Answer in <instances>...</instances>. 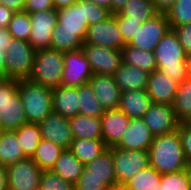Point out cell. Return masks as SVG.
<instances>
[{
    "label": "cell",
    "instance_id": "1",
    "mask_svg": "<svg viewBox=\"0 0 191 190\" xmlns=\"http://www.w3.org/2000/svg\"><path fill=\"white\" fill-rule=\"evenodd\" d=\"M148 154L149 165L161 174L188 169L178 130L155 136Z\"/></svg>",
    "mask_w": 191,
    "mask_h": 190
},
{
    "label": "cell",
    "instance_id": "2",
    "mask_svg": "<svg viewBox=\"0 0 191 190\" xmlns=\"http://www.w3.org/2000/svg\"><path fill=\"white\" fill-rule=\"evenodd\" d=\"M108 9L87 0L57 10V25L54 31L87 32L89 26L107 19Z\"/></svg>",
    "mask_w": 191,
    "mask_h": 190
},
{
    "label": "cell",
    "instance_id": "3",
    "mask_svg": "<svg viewBox=\"0 0 191 190\" xmlns=\"http://www.w3.org/2000/svg\"><path fill=\"white\" fill-rule=\"evenodd\" d=\"M157 70L178 84L188 77L186 53L173 29H169L153 50Z\"/></svg>",
    "mask_w": 191,
    "mask_h": 190
},
{
    "label": "cell",
    "instance_id": "4",
    "mask_svg": "<svg viewBox=\"0 0 191 190\" xmlns=\"http://www.w3.org/2000/svg\"><path fill=\"white\" fill-rule=\"evenodd\" d=\"M18 93L29 123H40L52 110V89L29 79L18 80Z\"/></svg>",
    "mask_w": 191,
    "mask_h": 190
},
{
    "label": "cell",
    "instance_id": "5",
    "mask_svg": "<svg viewBox=\"0 0 191 190\" xmlns=\"http://www.w3.org/2000/svg\"><path fill=\"white\" fill-rule=\"evenodd\" d=\"M64 69V52L51 48L36 50L30 81L50 89L61 85Z\"/></svg>",
    "mask_w": 191,
    "mask_h": 190
},
{
    "label": "cell",
    "instance_id": "6",
    "mask_svg": "<svg viewBox=\"0 0 191 190\" xmlns=\"http://www.w3.org/2000/svg\"><path fill=\"white\" fill-rule=\"evenodd\" d=\"M28 123L18 93V80L0 79V131H14Z\"/></svg>",
    "mask_w": 191,
    "mask_h": 190
},
{
    "label": "cell",
    "instance_id": "7",
    "mask_svg": "<svg viewBox=\"0 0 191 190\" xmlns=\"http://www.w3.org/2000/svg\"><path fill=\"white\" fill-rule=\"evenodd\" d=\"M36 50L25 40L12 38L6 49L5 78L28 79L32 73Z\"/></svg>",
    "mask_w": 191,
    "mask_h": 190
},
{
    "label": "cell",
    "instance_id": "8",
    "mask_svg": "<svg viewBox=\"0 0 191 190\" xmlns=\"http://www.w3.org/2000/svg\"><path fill=\"white\" fill-rule=\"evenodd\" d=\"M117 185L122 187L133 175L149 166V154L145 150H125L112 147Z\"/></svg>",
    "mask_w": 191,
    "mask_h": 190
},
{
    "label": "cell",
    "instance_id": "9",
    "mask_svg": "<svg viewBox=\"0 0 191 190\" xmlns=\"http://www.w3.org/2000/svg\"><path fill=\"white\" fill-rule=\"evenodd\" d=\"M8 190H39L42 170L32 158L6 167Z\"/></svg>",
    "mask_w": 191,
    "mask_h": 190
},
{
    "label": "cell",
    "instance_id": "10",
    "mask_svg": "<svg viewBox=\"0 0 191 190\" xmlns=\"http://www.w3.org/2000/svg\"><path fill=\"white\" fill-rule=\"evenodd\" d=\"M83 44L121 50L126 44L119 30L116 17L111 14L107 19L88 27Z\"/></svg>",
    "mask_w": 191,
    "mask_h": 190
},
{
    "label": "cell",
    "instance_id": "11",
    "mask_svg": "<svg viewBox=\"0 0 191 190\" xmlns=\"http://www.w3.org/2000/svg\"><path fill=\"white\" fill-rule=\"evenodd\" d=\"M82 51L93 74L113 76L123 63L121 50L83 44Z\"/></svg>",
    "mask_w": 191,
    "mask_h": 190
},
{
    "label": "cell",
    "instance_id": "12",
    "mask_svg": "<svg viewBox=\"0 0 191 190\" xmlns=\"http://www.w3.org/2000/svg\"><path fill=\"white\" fill-rule=\"evenodd\" d=\"M93 72L81 49L64 52V69L61 85L78 88L89 83Z\"/></svg>",
    "mask_w": 191,
    "mask_h": 190
},
{
    "label": "cell",
    "instance_id": "13",
    "mask_svg": "<svg viewBox=\"0 0 191 190\" xmlns=\"http://www.w3.org/2000/svg\"><path fill=\"white\" fill-rule=\"evenodd\" d=\"M169 29L170 25L166 15L157 13L154 17L142 23L138 32L128 45L153 52L159 41Z\"/></svg>",
    "mask_w": 191,
    "mask_h": 190
},
{
    "label": "cell",
    "instance_id": "14",
    "mask_svg": "<svg viewBox=\"0 0 191 190\" xmlns=\"http://www.w3.org/2000/svg\"><path fill=\"white\" fill-rule=\"evenodd\" d=\"M31 34L29 43L35 50L50 48L52 33L57 25V10L29 13Z\"/></svg>",
    "mask_w": 191,
    "mask_h": 190
},
{
    "label": "cell",
    "instance_id": "15",
    "mask_svg": "<svg viewBox=\"0 0 191 190\" xmlns=\"http://www.w3.org/2000/svg\"><path fill=\"white\" fill-rule=\"evenodd\" d=\"M143 120L154 137L175 132L181 123L172 105L160 103H152Z\"/></svg>",
    "mask_w": 191,
    "mask_h": 190
},
{
    "label": "cell",
    "instance_id": "16",
    "mask_svg": "<svg viewBox=\"0 0 191 190\" xmlns=\"http://www.w3.org/2000/svg\"><path fill=\"white\" fill-rule=\"evenodd\" d=\"M41 138L69 149L73 135L70 128L69 118L56 112H51L40 123Z\"/></svg>",
    "mask_w": 191,
    "mask_h": 190
},
{
    "label": "cell",
    "instance_id": "17",
    "mask_svg": "<svg viewBox=\"0 0 191 190\" xmlns=\"http://www.w3.org/2000/svg\"><path fill=\"white\" fill-rule=\"evenodd\" d=\"M153 140L154 135L145 124L143 118H131L129 126L115 147L125 150L149 151Z\"/></svg>",
    "mask_w": 191,
    "mask_h": 190
},
{
    "label": "cell",
    "instance_id": "18",
    "mask_svg": "<svg viewBox=\"0 0 191 190\" xmlns=\"http://www.w3.org/2000/svg\"><path fill=\"white\" fill-rule=\"evenodd\" d=\"M178 83L159 70L148 75L146 91L152 103L173 105Z\"/></svg>",
    "mask_w": 191,
    "mask_h": 190
},
{
    "label": "cell",
    "instance_id": "19",
    "mask_svg": "<svg viewBox=\"0 0 191 190\" xmlns=\"http://www.w3.org/2000/svg\"><path fill=\"white\" fill-rule=\"evenodd\" d=\"M101 118L102 140L108 148L116 146L130 123L121 110H105Z\"/></svg>",
    "mask_w": 191,
    "mask_h": 190
},
{
    "label": "cell",
    "instance_id": "20",
    "mask_svg": "<svg viewBox=\"0 0 191 190\" xmlns=\"http://www.w3.org/2000/svg\"><path fill=\"white\" fill-rule=\"evenodd\" d=\"M89 84L104 111L118 109L121 91L113 76L93 74Z\"/></svg>",
    "mask_w": 191,
    "mask_h": 190
},
{
    "label": "cell",
    "instance_id": "21",
    "mask_svg": "<svg viewBox=\"0 0 191 190\" xmlns=\"http://www.w3.org/2000/svg\"><path fill=\"white\" fill-rule=\"evenodd\" d=\"M82 173H86V176H96L105 179V184L111 190L119 187L114 170L112 147L106 149L100 156L84 165Z\"/></svg>",
    "mask_w": 191,
    "mask_h": 190
},
{
    "label": "cell",
    "instance_id": "22",
    "mask_svg": "<svg viewBox=\"0 0 191 190\" xmlns=\"http://www.w3.org/2000/svg\"><path fill=\"white\" fill-rule=\"evenodd\" d=\"M52 110L69 119L79 114L78 88L60 85L52 89Z\"/></svg>",
    "mask_w": 191,
    "mask_h": 190
},
{
    "label": "cell",
    "instance_id": "23",
    "mask_svg": "<svg viewBox=\"0 0 191 190\" xmlns=\"http://www.w3.org/2000/svg\"><path fill=\"white\" fill-rule=\"evenodd\" d=\"M151 104L152 101L146 89L130 90L121 92L118 109L123 111L130 119L143 118Z\"/></svg>",
    "mask_w": 191,
    "mask_h": 190
},
{
    "label": "cell",
    "instance_id": "24",
    "mask_svg": "<svg viewBox=\"0 0 191 190\" xmlns=\"http://www.w3.org/2000/svg\"><path fill=\"white\" fill-rule=\"evenodd\" d=\"M149 73L137 67L128 66L124 63L113 75L121 92L130 90H145L147 88Z\"/></svg>",
    "mask_w": 191,
    "mask_h": 190
},
{
    "label": "cell",
    "instance_id": "25",
    "mask_svg": "<svg viewBox=\"0 0 191 190\" xmlns=\"http://www.w3.org/2000/svg\"><path fill=\"white\" fill-rule=\"evenodd\" d=\"M73 139L102 140L101 118L77 114L69 119Z\"/></svg>",
    "mask_w": 191,
    "mask_h": 190
},
{
    "label": "cell",
    "instance_id": "26",
    "mask_svg": "<svg viewBox=\"0 0 191 190\" xmlns=\"http://www.w3.org/2000/svg\"><path fill=\"white\" fill-rule=\"evenodd\" d=\"M26 159L23 149L13 131H0V165L8 167Z\"/></svg>",
    "mask_w": 191,
    "mask_h": 190
},
{
    "label": "cell",
    "instance_id": "27",
    "mask_svg": "<svg viewBox=\"0 0 191 190\" xmlns=\"http://www.w3.org/2000/svg\"><path fill=\"white\" fill-rule=\"evenodd\" d=\"M83 167L84 164L69 149H64L51 171L74 184L81 176Z\"/></svg>",
    "mask_w": 191,
    "mask_h": 190
},
{
    "label": "cell",
    "instance_id": "28",
    "mask_svg": "<svg viewBox=\"0 0 191 190\" xmlns=\"http://www.w3.org/2000/svg\"><path fill=\"white\" fill-rule=\"evenodd\" d=\"M121 51L124 64L137 67L149 74L157 70V61L152 51L141 50L128 44Z\"/></svg>",
    "mask_w": 191,
    "mask_h": 190
},
{
    "label": "cell",
    "instance_id": "29",
    "mask_svg": "<svg viewBox=\"0 0 191 190\" xmlns=\"http://www.w3.org/2000/svg\"><path fill=\"white\" fill-rule=\"evenodd\" d=\"M108 147L103 140L73 139L69 150L84 165L100 156Z\"/></svg>",
    "mask_w": 191,
    "mask_h": 190
},
{
    "label": "cell",
    "instance_id": "30",
    "mask_svg": "<svg viewBox=\"0 0 191 190\" xmlns=\"http://www.w3.org/2000/svg\"><path fill=\"white\" fill-rule=\"evenodd\" d=\"M161 179L162 174L149 165L128 179L122 187L126 190H158Z\"/></svg>",
    "mask_w": 191,
    "mask_h": 190
},
{
    "label": "cell",
    "instance_id": "31",
    "mask_svg": "<svg viewBox=\"0 0 191 190\" xmlns=\"http://www.w3.org/2000/svg\"><path fill=\"white\" fill-rule=\"evenodd\" d=\"M23 149L26 158H32L41 141V129L38 123H25L13 131Z\"/></svg>",
    "mask_w": 191,
    "mask_h": 190
},
{
    "label": "cell",
    "instance_id": "32",
    "mask_svg": "<svg viewBox=\"0 0 191 190\" xmlns=\"http://www.w3.org/2000/svg\"><path fill=\"white\" fill-rule=\"evenodd\" d=\"M63 150L61 146L41 139L32 159L42 171L51 170Z\"/></svg>",
    "mask_w": 191,
    "mask_h": 190
},
{
    "label": "cell",
    "instance_id": "33",
    "mask_svg": "<svg viewBox=\"0 0 191 190\" xmlns=\"http://www.w3.org/2000/svg\"><path fill=\"white\" fill-rule=\"evenodd\" d=\"M78 95L79 114L91 117H101L104 114V109L96 98L92 86L89 83L78 87Z\"/></svg>",
    "mask_w": 191,
    "mask_h": 190
},
{
    "label": "cell",
    "instance_id": "34",
    "mask_svg": "<svg viewBox=\"0 0 191 190\" xmlns=\"http://www.w3.org/2000/svg\"><path fill=\"white\" fill-rule=\"evenodd\" d=\"M86 32L53 31L50 48L59 51L81 49Z\"/></svg>",
    "mask_w": 191,
    "mask_h": 190
},
{
    "label": "cell",
    "instance_id": "35",
    "mask_svg": "<svg viewBox=\"0 0 191 190\" xmlns=\"http://www.w3.org/2000/svg\"><path fill=\"white\" fill-rule=\"evenodd\" d=\"M118 13L142 23L157 14L151 0H129Z\"/></svg>",
    "mask_w": 191,
    "mask_h": 190
},
{
    "label": "cell",
    "instance_id": "36",
    "mask_svg": "<svg viewBox=\"0 0 191 190\" xmlns=\"http://www.w3.org/2000/svg\"><path fill=\"white\" fill-rule=\"evenodd\" d=\"M172 106L180 122L191 115V77L179 83Z\"/></svg>",
    "mask_w": 191,
    "mask_h": 190
},
{
    "label": "cell",
    "instance_id": "37",
    "mask_svg": "<svg viewBox=\"0 0 191 190\" xmlns=\"http://www.w3.org/2000/svg\"><path fill=\"white\" fill-rule=\"evenodd\" d=\"M165 15L170 29L191 23V0H176Z\"/></svg>",
    "mask_w": 191,
    "mask_h": 190
},
{
    "label": "cell",
    "instance_id": "38",
    "mask_svg": "<svg viewBox=\"0 0 191 190\" xmlns=\"http://www.w3.org/2000/svg\"><path fill=\"white\" fill-rule=\"evenodd\" d=\"M31 28L29 13L21 11L14 13L7 29L13 38L29 41Z\"/></svg>",
    "mask_w": 191,
    "mask_h": 190
},
{
    "label": "cell",
    "instance_id": "39",
    "mask_svg": "<svg viewBox=\"0 0 191 190\" xmlns=\"http://www.w3.org/2000/svg\"><path fill=\"white\" fill-rule=\"evenodd\" d=\"M158 190H191L189 169L162 174L161 185Z\"/></svg>",
    "mask_w": 191,
    "mask_h": 190
},
{
    "label": "cell",
    "instance_id": "40",
    "mask_svg": "<svg viewBox=\"0 0 191 190\" xmlns=\"http://www.w3.org/2000/svg\"><path fill=\"white\" fill-rule=\"evenodd\" d=\"M39 190H74V184L47 170L41 173Z\"/></svg>",
    "mask_w": 191,
    "mask_h": 190
},
{
    "label": "cell",
    "instance_id": "41",
    "mask_svg": "<svg viewBox=\"0 0 191 190\" xmlns=\"http://www.w3.org/2000/svg\"><path fill=\"white\" fill-rule=\"evenodd\" d=\"M117 19V24L125 44H129L141 27L140 20L131 19L128 16H121L119 13L113 14Z\"/></svg>",
    "mask_w": 191,
    "mask_h": 190
},
{
    "label": "cell",
    "instance_id": "42",
    "mask_svg": "<svg viewBox=\"0 0 191 190\" xmlns=\"http://www.w3.org/2000/svg\"><path fill=\"white\" fill-rule=\"evenodd\" d=\"M74 190H111L106 184L105 179L96 176H86L82 173L74 183Z\"/></svg>",
    "mask_w": 191,
    "mask_h": 190
},
{
    "label": "cell",
    "instance_id": "43",
    "mask_svg": "<svg viewBox=\"0 0 191 190\" xmlns=\"http://www.w3.org/2000/svg\"><path fill=\"white\" fill-rule=\"evenodd\" d=\"M12 38L7 28H0V79H5L6 49Z\"/></svg>",
    "mask_w": 191,
    "mask_h": 190
},
{
    "label": "cell",
    "instance_id": "44",
    "mask_svg": "<svg viewBox=\"0 0 191 190\" xmlns=\"http://www.w3.org/2000/svg\"><path fill=\"white\" fill-rule=\"evenodd\" d=\"M176 33L185 53L191 52V23L172 28Z\"/></svg>",
    "mask_w": 191,
    "mask_h": 190
},
{
    "label": "cell",
    "instance_id": "45",
    "mask_svg": "<svg viewBox=\"0 0 191 190\" xmlns=\"http://www.w3.org/2000/svg\"><path fill=\"white\" fill-rule=\"evenodd\" d=\"M178 133L184 155L188 163L191 161V129H188L182 122L179 124Z\"/></svg>",
    "mask_w": 191,
    "mask_h": 190
},
{
    "label": "cell",
    "instance_id": "46",
    "mask_svg": "<svg viewBox=\"0 0 191 190\" xmlns=\"http://www.w3.org/2000/svg\"><path fill=\"white\" fill-rule=\"evenodd\" d=\"M55 9L53 6V0H26L24 11L28 13H34L39 11H45Z\"/></svg>",
    "mask_w": 191,
    "mask_h": 190
},
{
    "label": "cell",
    "instance_id": "47",
    "mask_svg": "<svg viewBox=\"0 0 191 190\" xmlns=\"http://www.w3.org/2000/svg\"><path fill=\"white\" fill-rule=\"evenodd\" d=\"M14 13L15 12L8 7L2 4L0 5V28H8Z\"/></svg>",
    "mask_w": 191,
    "mask_h": 190
},
{
    "label": "cell",
    "instance_id": "48",
    "mask_svg": "<svg viewBox=\"0 0 191 190\" xmlns=\"http://www.w3.org/2000/svg\"><path fill=\"white\" fill-rule=\"evenodd\" d=\"M157 13L166 14L176 0H151Z\"/></svg>",
    "mask_w": 191,
    "mask_h": 190
},
{
    "label": "cell",
    "instance_id": "49",
    "mask_svg": "<svg viewBox=\"0 0 191 190\" xmlns=\"http://www.w3.org/2000/svg\"><path fill=\"white\" fill-rule=\"evenodd\" d=\"M1 4L14 12L24 11L25 1L26 0H0Z\"/></svg>",
    "mask_w": 191,
    "mask_h": 190
},
{
    "label": "cell",
    "instance_id": "50",
    "mask_svg": "<svg viewBox=\"0 0 191 190\" xmlns=\"http://www.w3.org/2000/svg\"><path fill=\"white\" fill-rule=\"evenodd\" d=\"M6 167L0 165V190H8Z\"/></svg>",
    "mask_w": 191,
    "mask_h": 190
},
{
    "label": "cell",
    "instance_id": "51",
    "mask_svg": "<svg viewBox=\"0 0 191 190\" xmlns=\"http://www.w3.org/2000/svg\"><path fill=\"white\" fill-rule=\"evenodd\" d=\"M78 0H53V6L55 10L71 6L75 4Z\"/></svg>",
    "mask_w": 191,
    "mask_h": 190
},
{
    "label": "cell",
    "instance_id": "52",
    "mask_svg": "<svg viewBox=\"0 0 191 190\" xmlns=\"http://www.w3.org/2000/svg\"><path fill=\"white\" fill-rule=\"evenodd\" d=\"M129 0H112V14L118 13Z\"/></svg>",
    "mask_w": 191,
    "mask_h": 190
},
{
    "label": "cell",
    "instance_id": "53",
    "mask_svg": "<svg viewBox=\"0 0 191 190\" xmlns=\"http://www.w3.org/2000/svg\"><path fill=\"white\" fill-rule=\"evenodd\" d=\"M87 1L108 9L109 12L112 14V0H87Z\"/></svg>",
    "mask_w": 191,
    "mask_h": 190
},
{
    "label": "cell",
    "instance_id": "54",
    "mask_svg": "<svg viewBox=\"0 0 191 190\" xmlns=\"http://www.w3.org/2000/svg\"><path fill=\"white\" fill-rule=\"evenodd\" d=\"M185 61L187 66L188 77H191V52L186 54Z\"/></svg>",
    "mask_w": 191,
    "mask_h": 190
},
{
    "label": "cell",
    "instance_id": "55",
    "mask_svg": "<svg viewBox=\"0 0 191 190\" xmlns=\"http://www.w3.org/2000/svg\"><path fill=\"white\" fill-rule=\"evenodd\" d=\"M182 123L188 128L191 129V115L182 121Z\"/></svg>",
    "mask_w": 191,
    "mask_h": 190
},
{
    "label": "cell",
    "instance_id": "56",
    "mask_svg": "<svg viewBox=\"0 0 191 190\" xmlns=\"http://www.w3.org/2000/svg\"><path fill=\"white\" fill-rule=\"evenodd\" d=\"M188 169H189V172L191 174V161L188 163Z\"/></svg>",
    "mask_w": 191,
    "mask_h": 190
}]
</instances>
